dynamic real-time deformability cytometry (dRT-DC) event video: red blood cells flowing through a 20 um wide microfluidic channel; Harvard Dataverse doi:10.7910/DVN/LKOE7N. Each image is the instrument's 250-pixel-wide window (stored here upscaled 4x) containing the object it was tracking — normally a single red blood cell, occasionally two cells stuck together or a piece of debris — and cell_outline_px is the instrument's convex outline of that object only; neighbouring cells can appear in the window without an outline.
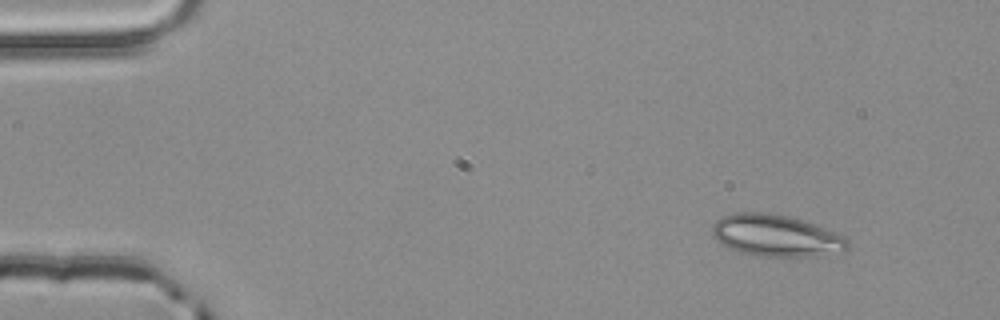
{"species": "common noctule bat (a hibernating species)", "species_latin": "Nyctalus noctula", "temperature_condition": "room temperature", "stored_images_in_passage": 2, "camera_frame_rate_fps": 3000, "um_per_image_px": 0.085, "animal": {"sex": "male", "body_mass_g": 20.4}, "frame": {"image": 1, "passage_image": 1, "time_ms": 0.0, "image_size_px": [1000, 320], "cell_outline_px": [[848, 248], [844, 252], [824, 256], [760, 256], [740, 252], [728, 248], [716, 240], [712, 236], [712, 224], [720, 216], [736, 212], [768, 212], [788, 216], [812, 224], [844, 236], [848, 240]], "centroid_in_image_um": [65.93, 20.03], "position_along_channel_um": 19.1, "area_um2": 33.12}}